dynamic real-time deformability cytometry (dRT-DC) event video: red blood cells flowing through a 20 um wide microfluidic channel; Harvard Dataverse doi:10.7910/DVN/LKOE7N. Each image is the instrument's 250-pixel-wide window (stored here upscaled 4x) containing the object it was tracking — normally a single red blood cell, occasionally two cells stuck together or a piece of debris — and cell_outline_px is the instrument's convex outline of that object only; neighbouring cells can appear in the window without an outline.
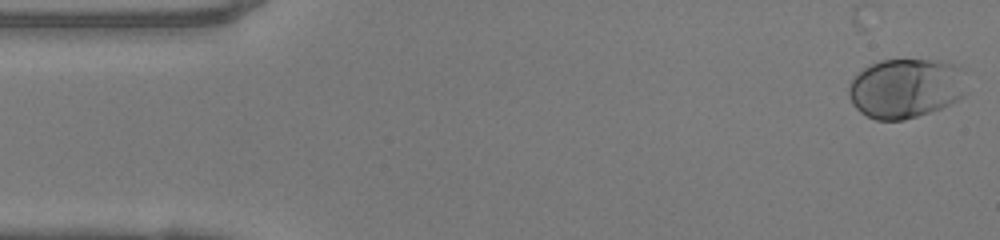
{"species": "human", "species_latin": "Homo sapiens", "temperature_condition": "warm", "stored_images_in_passage": 46, "camera_frame_rate_fps": 3000, "um_per_image_px": 0.085, "donor": {"sex": "female"}, "frame": {"image": 1, "passage_image": 1, "time_ms": 0.0, "image_size_px": [1000, 240], "cell_outline_px": [[968, 92], [964, 96], [940, 108], [904, 120], [876, 120], [860, 112], [852, 104], [848, 96], [848, 88], [852, 80], [864, 68], [880, 60], [928, 60], [952, 64], [956, 68]], "centroid_in_image_um": [76.92, 7.53], "position_along_channel_um": 8.1, "area_um2": 40.23}}
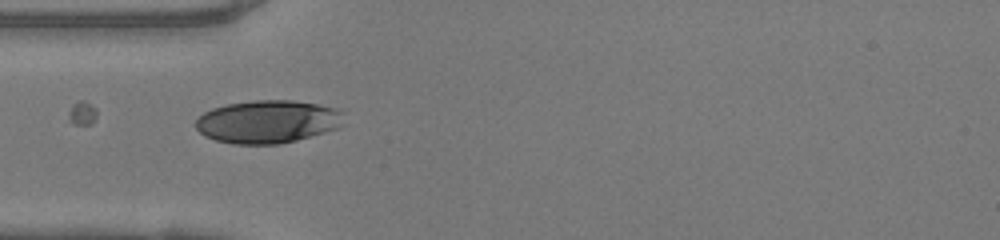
{"frame": {"image": 2, "passage_image": 14, "time_ms": 4.333, "image_size_px": [1000, 240], "cell_outline_px": [[344, 112], [340, 128], [296, 140], [280, 144], [232, 144], [216, 140], [204, 136], [196, 128], [196, 120], [204, 112], [212, 108], [228, 104], [256, 100], [292, 100], [316, 104], [336, 108]], "centroid_in_image_um": [22.76, 10.34], "position_along_channel_um": 62.2, "area_um2": 37.11}}
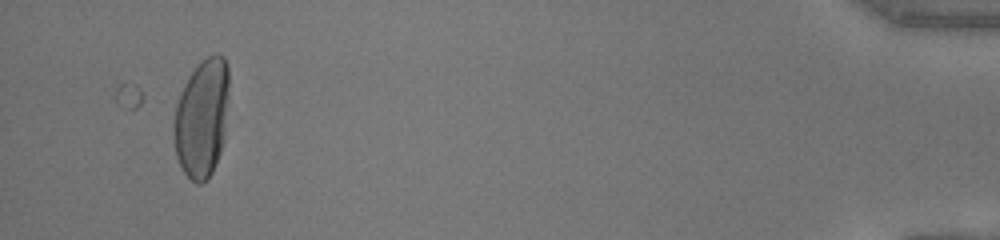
{"frame": {"image": 3, "passage_image": 46, "time_ms": 15.0, "image_size_px": [1000, 240], "cell_outline_px": [[228, 96], [224, 140], [216, 164], [212, 172], [200, 184], [196, 184], [184, 172], [176, 156], [172, 136], [172, 128], [176, 104], [180, 92], [184, 84], [192, 72], [208, 56], [224, 56], [228, 64]], "centroid_in_image_um": [17.14, 10.07], "position_along_channel_um": 418.1, "area_um2": 38.09}}